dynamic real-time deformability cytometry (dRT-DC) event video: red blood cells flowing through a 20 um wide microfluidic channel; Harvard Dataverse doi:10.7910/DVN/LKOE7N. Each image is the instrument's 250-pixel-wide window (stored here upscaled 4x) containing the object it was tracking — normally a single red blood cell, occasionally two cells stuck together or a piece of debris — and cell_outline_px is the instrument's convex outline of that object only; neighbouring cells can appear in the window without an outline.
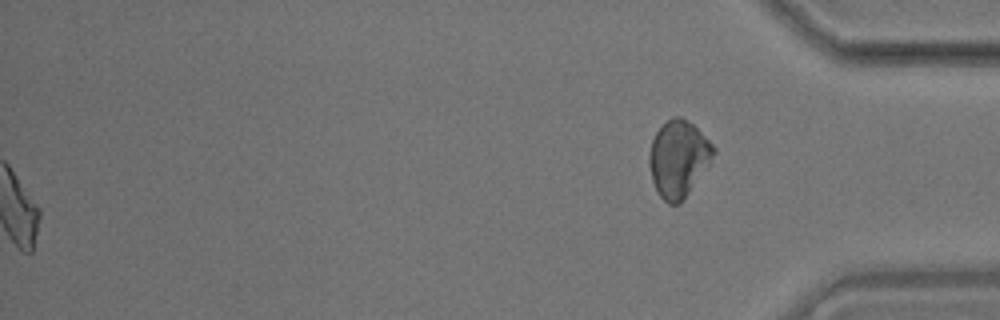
{"species": "common noctule bat (a hibernating species)", "species_latin": "Nyctalus noctula", "temperature_condition": "room temperature", "stored_images_in_passage": 57, "segment_of_instrument_passage": [2, 2], "camera_frame_rate_fps": 3000, "um_per_image_px": 0.085, "animal": {"sex": "male", "body_mass_g": 17.9}, "frame": {"image": 1, "passage_image": 57, "time_ms": 18.667, "image_size_px": [1000, 320], "cell_outline_px": [[716, 152], [712, 164], [680, 204], [668, 204], [656, 192], [652, 180], [648, 164], [648, 156], [652, 140], [656, 132], [672, 116], [680, 116], [688, 120], [716, 148]], "centroid_in_image_um": [57.69, 13.52], "position_along_channel_um": 377.5, "area_um2": 29.13}}